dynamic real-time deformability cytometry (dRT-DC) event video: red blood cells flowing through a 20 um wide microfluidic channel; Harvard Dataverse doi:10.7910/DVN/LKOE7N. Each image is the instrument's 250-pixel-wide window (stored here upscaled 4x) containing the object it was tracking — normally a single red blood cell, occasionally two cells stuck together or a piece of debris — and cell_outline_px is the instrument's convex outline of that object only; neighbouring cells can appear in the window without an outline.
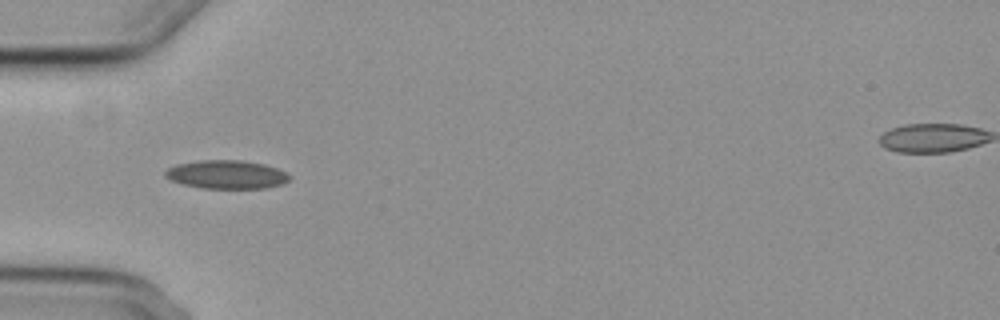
{"species": "common noctule bat (a hibernating species)", "species_latin": "Nyctalus noctula", "temperature_condition": "cold", "stored_images_in_passage": 7, "camera_frame_rate_fps": 3000, "um_per_image_px": 0.085, "animal": {"sex": "female", "body_mass_g": 29.2, "forearm_length_mm": 56.3}, "frame": {"image": 1, "passage_image": 4, "time_ms": 3.667, "image_size_px": [1000, 320], "cell_outline_px": [[292, 176], [288, 180], [280, 184], [264, 188], [200, 188], [184, 184], [172, 180], [164, 176], [164, 172], [168, 168], [176, 164], [200, 160], [240, 160], [264, 164], [276, 168]], "centroid_in_image_um": [19.23, 14.83], "position_along_channel_um": 65.8, "area_um2": 20.46}}
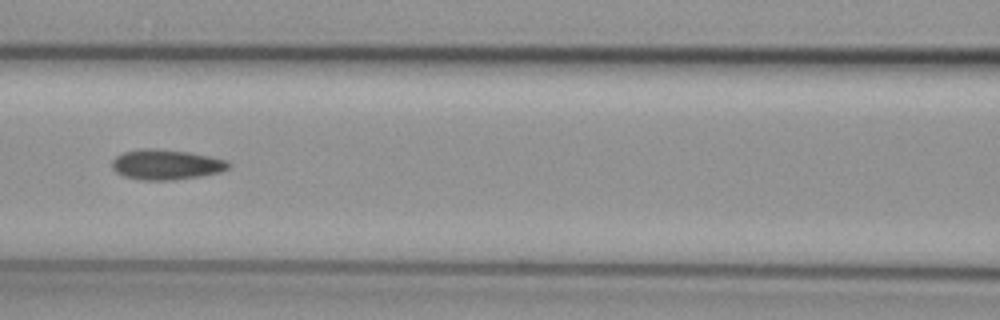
{"frame": {"image": 2, "passage_image": 6, "time_ms": 6.0, "image_size_px": [1000, 320], "cell_outline_px": [[232, 164], [228, 168], [220, 172], [200, 176], [172, 180], [140, 180], [124, 176], [116, 172], [112, 168], [112, 160], [116, 156], [124, 152], [140, 148], [156, 148], [188, 152], [228, 160]], "centroid_in_image_um": [14.11, 13.98], "position_along_channel_um": 152.5, "area_um2": 20.58}}
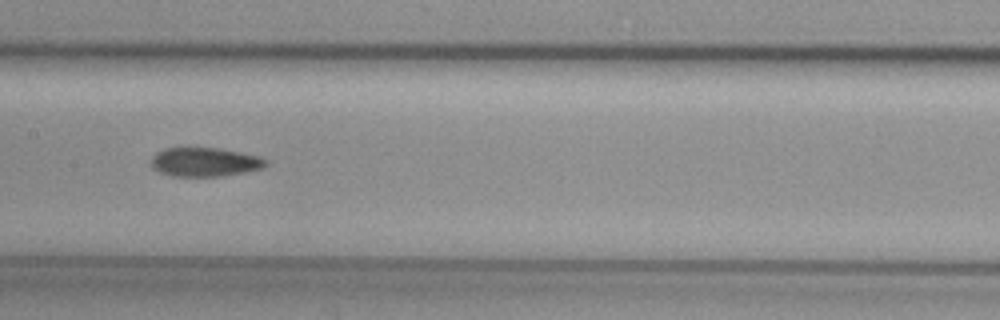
{"frame": {"image": 3, "passage_image": 7, "time_ms": 7.0, "image_size_px": [1000, 320], "cell_outline_px": [[268, 164], [264, 168], [244, 172], [220, 176], [172, 176], [160, 172], [152, 168], [152, 156], [156, 152], [164, 148], [220, 148], [260, 156], [268, 160]], "centroid_in_image_um": [17.43, 13.77], "position_along_channel_um": 190.0, "area_um2": 19.42}}